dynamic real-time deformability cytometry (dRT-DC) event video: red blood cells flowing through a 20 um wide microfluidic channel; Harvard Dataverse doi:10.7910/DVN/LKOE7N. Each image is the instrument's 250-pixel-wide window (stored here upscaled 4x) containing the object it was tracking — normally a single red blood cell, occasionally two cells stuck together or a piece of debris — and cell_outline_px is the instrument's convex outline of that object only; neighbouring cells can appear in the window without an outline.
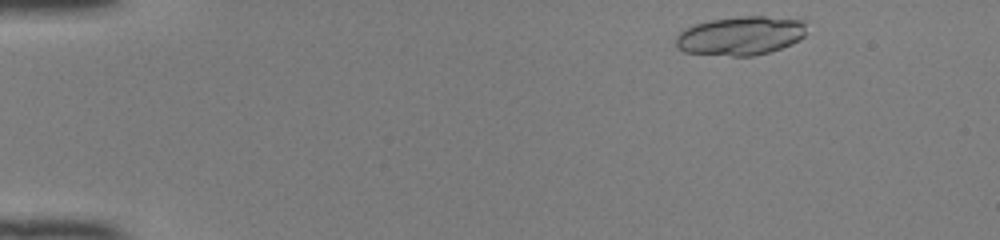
{"species": "common noctule bat (a hibernating species)", "species_latin": "Nyctalus noctula", "temperature_condition": "room temperature", "stored_images_in_passage": 45, "camera_frame_rate_fps": 3000, "um_per_image_px": 0.085, "animal": {"sex": "female", "body_mass_g": 22.0, "forearm_length_mm": 56.7}, "frame": {"image": 1, "passage_image": 2, "time_ms": 0.333, "image_size_px": [1000, 240], "cell_outline_px": [[804, 36], [780, 48], [768, 52], [752, 56], [732, 56], [684, 52], [676, 44], [676, 36], [684, 28], [708, 20], [744, 16], [764, 16], [800, 20], [804, 24]], "centroid_in_image_um": [62.89, 3.03], "position_along_channel_um": 22.1, "area_um2": 29.13}}